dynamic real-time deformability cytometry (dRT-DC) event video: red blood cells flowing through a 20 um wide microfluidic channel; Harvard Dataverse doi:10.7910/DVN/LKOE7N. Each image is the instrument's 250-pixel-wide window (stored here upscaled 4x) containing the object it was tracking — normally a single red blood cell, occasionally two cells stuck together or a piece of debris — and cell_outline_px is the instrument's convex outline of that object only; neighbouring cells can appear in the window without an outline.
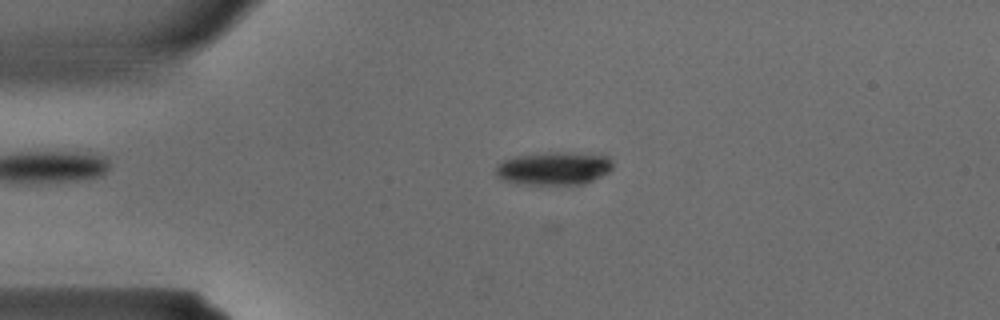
{"species": "common noctule bat (a hibernating species)", "species_latin": "Nyctalus noctula", "temperature_condition": "warm", "stored_images_in_passage": 3, "camera_frame_rate_fps": 3000, "um_per_image_px": 0.085, "animal": {"sex": "male", "body_mass_g": 15.6}, "frame": {"image": 1, "passage_image": 1, "time_ms": 0.0, "image_size_px": [1000, 320], "cell_outline_px": [[612, 168], [608, 172], [584, 184], [516, 184], [504, 180], [496, 176], [496, 168], [504, 160], [516, 156], [548, 152], [608, 156], [612, 160]], "centroid_in_image_um": [47.05, 14.33], "position_along_channel_um": 37.9, "area_um2": 22.14}}